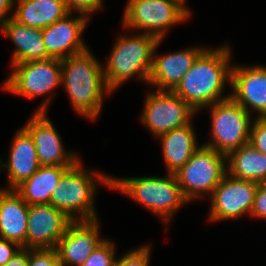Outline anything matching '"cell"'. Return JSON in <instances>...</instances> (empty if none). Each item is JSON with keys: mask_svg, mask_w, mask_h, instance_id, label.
Instances as JSON below:
<instances>
[{"mask_svg": "<svg viewBox=\"0 0 266 266\" xmlns=\"http://www.w3.org/2000/svg\"><path fill=\"white\" fill-rule=\"evenodd\" d=\"M72 220L50 204L30 205L27 218L26 248H56Z\"/></svg>", "mask_w": 266, "mask_h": 266, "instance_id": "cell-13", "label": "cell"}, {"mask_svg": "<svg viewBox=\"0 0 266 266\" xmlns=\"http://www.w3.org/2000/svg\"><path fill=\"white\" fill-rule=\"evenodd\" d=\"M191 124L190 122L186 126L175 128L159 136L168 174H175L199 148Z\"/></svg>", "mask_w": 266, "mask_h": 266, "instance_id": "cell-21", "label": "cell"}, {"mask_svg": "<svg viewBox=\"0 0 266 266\" xmlns=\"http://www.w3.org/2000/svg\"><path fill=\"white\" fill-rule=\"evenodd\" d=\"M229 56L230 49L227 45L204 50L173 92L195 111L228 99L230 95L222 97V91L225 81L231 80Z\"/></svg>", "mask_w": 266, "mask_h": 266, "instance_id": "cell-1", "label": "cell"}, {"mask_svg": "<svg viewBox=\"0 0 266 266\" xmlns=\"http://www.w3.org/2000/svg\"><path fill=\"white\" fill-rule=\"evenodd\" d=\"M68 13L63 0H18L11 17L28 27L43 29Z\"/></svg>", "mask_w": 266, "mask_h": 266, "instance_id": "cell-23", "label": "cell"}, {"mask_svg": "<svg viewBox=\"0 0 266 266\" xmlns=\"http://www.w3.org/2000/svg\"><path fill=\"white\" fill-rule=\"evenodd\" d=\"M226 159L230 176L258 184L266 183V155L249 143L230 152Z\"/></svg>", "mask_w": 266, "mask_h": 266, "instance_id": "cell-24", "label": "cell"}, {"mask_svg": "<svg viewBox=\"0 0 266 266\" xmlns=\"http://www.w3.org/2000/svg\"><path fill=\"white\" fill-rule=\"evenodd\" d=\"M98 220H74L56 245L61 266L83 264L105 240L99 238Z\"/></svg>", "mask_w": 266, "mask_h": 266, "instance_id": "cell-14", "label": "cell"}, {"mask_svg": "<svg viewBox=\"0 0 266 266\" xmlns=\"http://www.w3.org/2000/svg\"><path fill=\"white\" fill-rule=\"evenodd\" d=\"M67 10L71 12L73 9L78 13L88 14L94 13L102 7V0H63Z\"/></svg>", "mask_w": 266, "mask_h": 266, "instance_id": "cell-29", "label": "cell"}, {"mask_svg": "<svg viewBox=\"0 0 266 266\" xmlns=\"http://www.w3.org/2000/svg\"><path fill=\"white\" fill-rule=\"evenodd\" d=\"M229 83L234 91L230 97L235 102L249 113L252 107L259 113L257 118H266V67L233 65Z\"/></svg>", "mask_w": 266, "mask_h": 266, "instance_id": "cell-16", "label": "cell"}, {"mask_svg": "<svg viewBox=\"0 0 266 266\" xmlns=\"http://www.w3.org/2000/svg\"><path fill=\"white\" fill-rule=\"evenodd\" d=\"M81 164L78 160L66 170L53 191L49 204L64 212L72 221L95 220L97 214L93 207V199L96 180L112 188V178L100 172L89 173L82 168ZM78 214L79 217H77Z\"/></svg>", "mask_w": 266, "mask_h": 266, "instance_id": "cell-4", "label": "cell"}, {"mask_svg": "<svg viewBox=\"0 0 266 266\" xmlns=\"http://www.w3.org/2000/svg\"><path fill=\"white\" fill-rule=\"evenodd\" d=\"M150 252L149 246L138 247L115 260L114 266H149Z\"/></svg>", "mask_w": 266, "mask_h": 266, "instance_id": "cell-27", "label": "cell"}, {"mask_svg": "<svg viewBox=\"0 0 266 266\" xmlns=\"http://www.w3.org/2000/svg\"><path fill=\"white\" fill-rule=\"evenodd\" d=\"M14 71L2 86L5 90L28 98L50 92L62 84L61 60L20 62L12 64Z\"/></svg>", "mask_w": 266, "mask_h": 266, "instance_id": "cell-9", "label": "cell"}, {"mask_svg": "<svg viewBox=\"0 0 266 266\" xmlns=\"http://www.w3.org/2000/svg\"><path fill=\"white\" fill-rule=\"evenodd\" d=\"M227 174L211 194L210 221L239 218L252 210L258 183Z\"/></svg>", "mask_w": 266, "mask_h": 266, "instance_id": "cell-11", "label": "cell"}, {"mask_svg": "<svg viewBox=\"0 0 266 266\" xmlns=\"http://www.w3.org/2000/svg\"><path fill=\"white\" fill-rule=\"evenodd\" d=\"M0 24L3 33L17 47L13 53L12 64L50 58L42 38V29L23 25L12 17H8Z\"/></svg>", "mask_w": 266, "mask_h": 266, "instance_id": "cell-20", "label": "cell"}, {"mask_svg": "<svg viewBox=\"0 0 266 266\" xmlns=\"http://www.w3.org/2000/svg\"><path fill=\"white\" fill-rule=\"evenodd\" d=\"M203 51L202 48H190L164 56L153 54L148 83L157 86L158 90L173 91Z\"/></svg>", "mask_w": 266, "mask_h": 266, "instance_id": "cell-17", "label": "cell"}, {"mask_svg": "<svg viewBox=\"0 0 266 266\" xmlns=\"http://www.w3.org/2000/svg\"><path fill=\"white\" fill-rule=\"evenodd\" d=\"M11 245L16 248L13 249ZM20 248L21 247L17 243L0 238V266H4Z\"/></svg>", "mask_w": 266, "mask_h": 266, "instance_id": "cell-31", "label": "cell"}, {"mask_svg": "<svg viewBox=\"0 0 266 266\" xmlns=\"http://www.w3.org/2000/svg\"><path fill=\"white\" fill-rule=\"evenodd\" d=\"M208 107L212 115L213 142L205 146L227 156L249 143L251 116L239 103L229 97Z\"/></svg>", "mask_w": 266, "mask_h": 266, "instance_id": "cell-7", "label": "cell"}, {"mask_svg": "<svg viewBox=\"0 0 266 266\" xmlns=\"http://www.w3.org/2000/svg\"><path fill=\"white\" fill-rule=\"evenodd\" d=\"M13 5V0H0V23L7 19L5 15L12 9V7L14 8Z\"/></svg>", "mask_w": 266, "mask_h": 266, "instance_id": "cell-33", "label": "cell"}, {"mask_svg": "<svg viewBox=\"0 0 266 266\" xmlns=\"http://www.w3.org/2000/svg\"><path fill=\"white\" fill-rule=\"evenodd\" d=\"M175 1H177L178 3H180L190 13L189 9L184 6L185 5L184 4L185 3V0H175Z\"/></svg>", "mask_w": 266, "mask_h": 266, "instance_id": "cell-34", "label": "cell"}, {"mask_svg": "<svg viewBox=\"0 0 266 266\" xmlns=\"http://www.w3.org/2000/svg\"><path fill=\"white\" fill-rule=\"evenodd\" d=\"M224 160H227L226 155L202 145L175 173L182 193L188 201L202 197L201 192L213 193L227 173Z\"/></svg>", "mask_w": 266, "mask_h": 266, "instance_id": "cell-6", "label": "cell"}, {"mask_svg": "<svg viewBox=\"0 0 266 266\" xmlns=\"http://www.w3.org/2000/svg\"><path fill=\"white\" fill-rule=\"evenodd\" d=\"M162 40L153 35L119 37L103 69L107 87L112 91L131 76L148 82L153 54Z\"/></svg>", "mask_w": 266, "mask_h": 266, "instance_id": "cell-3", "label": "cell"}, {"mask_svg": "<svg viewBox=\"0 0 266 266\" xmlns=\"http://www.w3.org/2000/svg\"><path fill=\"white\" fill-rule=\"evenodd\" d=\"M49 98L42 104L25 124L24 128L30 133L37 149L40 166H73L79 159L74 153H67L62 146L60 136L53 124L46 117ZM67 153V154H66Z\"/></svg>", "mask_w": 266, "mask_h": 266, "instance_id": "cell-12", "label": "cell"}, {"mask_svg": "<svg viewBox=\"0 0 266 266\" xmlns=\"http://www.w3.org/2000/svg\"><path fill=\"white\" fill-rule=\"evenodd\" d=\"M29 249L21 247L20 250L4 266H28Z\"/></svg>", "mask_w": 266, "mask_h": 266, "instance_id": "cell-32", "label": "cell"}, {"mask_svg": "<svg viewBox=\"0 0 266 266\" xmlns=\"http://www.w3.org/2000/svg\"><path fill=\"white\" fill-rule=\"evenodd\" d=\"M28 266H61L55 248L29 249Z\"/></svg>", "mask_w": 266, "mask_h": 266, "instance_id": "cell-26", "label": "cell"}, {"mask_svg": "<svg viewBox=\"0 0 266 266\" xmlns=\"http://www.w3.org/2000/svg\"><path fill=\"white\" fill-rule=\"evenodd\" d=\"M112 188L129 195L155 214L160 215L165 221L170 220L174 212L188 202L175 174L170 173L167 178H112Z\"/></svg>", "mask_w": 266, "mask_h": 266, "instance_id": "cell-5", "label": "cell"}, {"mask_svg": "<svg viewBox=\"0 0 266 266\" xmlns=\"http://www.w3.org/2000/svg\"><path fill=\"white\" fill-rule=\"evenodd\" d=\"M68 168L70 167L40 166L30 178L24 180L14 190L29 206L49 204L53 191Z\"/></svg>", "mask_w": 266, "mask_h": 266, "instance_id": "cell-22", "label": "cell"}, {"mask_svg": "<svg viewBox=\"0 0 266 266\" xmlns=\"http://www.w3.org/2000/svg\"><path fill=\"white\" fill-rule=\"evenodd\" d=\"M253 122L250 129L249 144L266 155V118L256 117Z\"/></svg>", "mask_w": 266, "mask_h": 266, "instance_id": "cell-28", "label": "cell"}, {"mask_svg": "<svg viewBox=\"0 0 266 266\" xmlns=\"http://www.w3.org/2000/svg\"><path fill=\"white\" fill-rule=\"evenodd\" d=\"M61 74L65 89L77 112L90 119L98 117L102 109L103 91L107 87L103 68L89 49L61 60Z\"/></svg>", "mask_w": 266, "mask_h": 266, "instance_id": "cell-2", "label": "cell"}, {"mask_svg": "<svg viewBox=\"0 0 266 266\" xmlns=\"http://www.w3.org/2000/svg\"><path fill=\"white\" fill-rule=\"evenodd\" d=\"M114 250V244L105 239L80 266H114L116 260Z\"/></svg>", "mask_w": 266, "mask_h": 266, "instance_id": "cell-25", "label": "cell"}, {"mask_svg": "<svg viewBox=\"0 0 266 266\" xmlns=\"http://www.w3.org/2000/svg\"><path fill=\"white\" fill-rule=\"evenodd\" d=\"M250 214L253 217L266 218V183L258 184Z\"/></svg>", "mask_w": 266, "mask_h": 266, "instance_id": "cell-30", "label": "cell"}, {"mask_svg": "<svg viewBox=\"0 0 266 266\" xmlns=\"http://www.w3.org/2000/svg\"><path fill=\"white\" fill-rule=\"evenodd\" d=\"M189 16L190 13L175 0H129L123 19L125 27L144 29L146 34L162 40L169 26Z\"/></svg>", "mask_w": 266, "mask_h": 266, "instance_id": "cell-8", "label": "cell"}, {"mask_svg": "<svg viewBox=\"0 0 266 266\" xmlns=\"http://www.w3.org/2000/svg\"><path fill=\"white\" fill-rule=\"evenodd\" d=\"M28 210L14 189H0V238L26 248Z\"/></svg>", "mask_w": 266, "mask_h": 266, "instance_id": "cell-18", "label": "cell"}, {"mask_svg": "<svg viewBox=\"0 0 266 266\" xmlns=\"http://www.w3.org/2000/svg\"><path fill=\"white\" fill-rule=\"evenodd\" d=\"M9 161L0 167L7 168L10 186L15 189L24 180L30 178L40 167L37 149L30 133L23 127L14 136Z\"/></svg>", "mask_w": 266, "mask_h": 266, "instance_id": "cell-19", "label": "cell"}, {"mask_svg": "<svg viewBox=\"0 0 266 266\" xmlns=\"http://www.w3.org/2000/svg\"><path fill=\"white\" fill-rule=\"evenodd\" d=\"M196 111L173 91L157 90L146 97L141 121L159 137L186 126Z\"/></svg>", "mask_w": 266, "mask_h": 266, "instance_id": "cell-10", "label": "cell"}, {"mask_svg": "<svg viewBox=\"0 0 266 266\" xmlns=\"http://www.w3.org/2000/svg\"><path fill=\"white\" fill-rule=\"evenodd\" d=\"M70 14L42 29V38L50 58L62 60L88 50L81 35L89 18L82 13L78 18H68Z\"/></svg>", "mask_w": 266, "mask_h": 266, "instance_id": "cell-15", "label": "cell"}]
</instances>
